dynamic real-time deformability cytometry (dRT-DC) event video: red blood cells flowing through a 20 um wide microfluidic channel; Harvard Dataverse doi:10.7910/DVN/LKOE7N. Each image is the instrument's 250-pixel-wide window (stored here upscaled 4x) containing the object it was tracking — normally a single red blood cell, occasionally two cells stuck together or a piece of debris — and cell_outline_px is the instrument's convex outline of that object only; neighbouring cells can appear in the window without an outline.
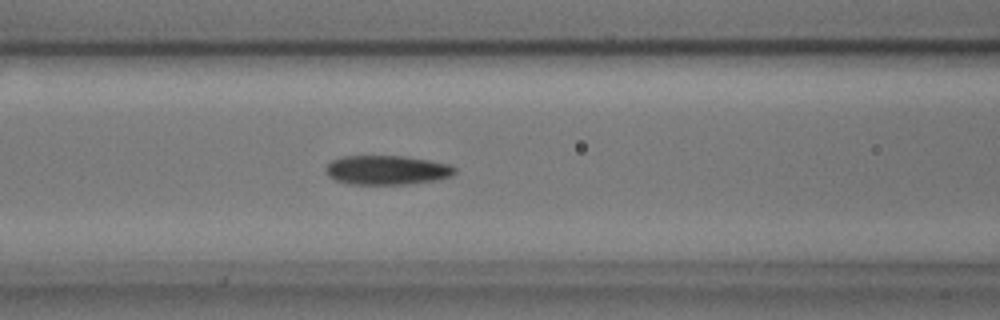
{"species": "common noctule bat (a hibernating species)", "species_latin": "Nyctalus noctula", "temperature_condition": "cold", "stored_images_in_passage": 55, "camera_frame_rate_fps": 3000, "um_per_image_px": 0.085, "animal": {"sex": "male", "body_mass_g": 17.9, "forearm_length_mm": 54.2}, "frame": {"image": 1, "passage_image": 21, "time_ms": 6.667, "image_size_px": [1000, 320], "cell_outline_px": [[456, 172], [452, 176], [436, 180], [408, 184], [348, 184], [336, 180], [328, 176], [324, 168], [332, 160], [340, 156], [404, 156], [452, 164], [456, 168]], "centroid_in_image_um": [32.89, 14.45], "position_along_channel_um": 133.7, "area_um2": 22.2}}
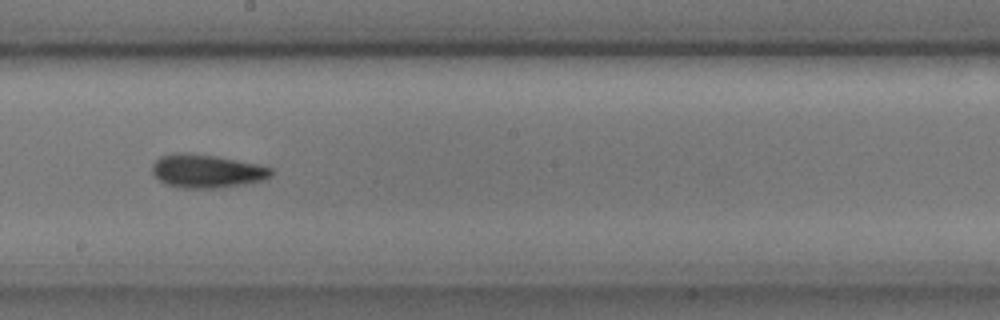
{"frame": {"image": 2, "passage_image": 29, "time_ms": 9.333, "image_size_px": [1000, 320], "cell_outline_px": [[272, 176], [264, 180], [244, 184], [216, 188], [184, 188], [164, 184], [152, 172], [152, 164], [160, 156], [172, 152], [188, 152], [216, 156], [256, 164], [272, 168]], "centroid_in_image_um": [17.54, 14.53], "position_along_channel_um": 230.7, "area_um2": 23.24}}
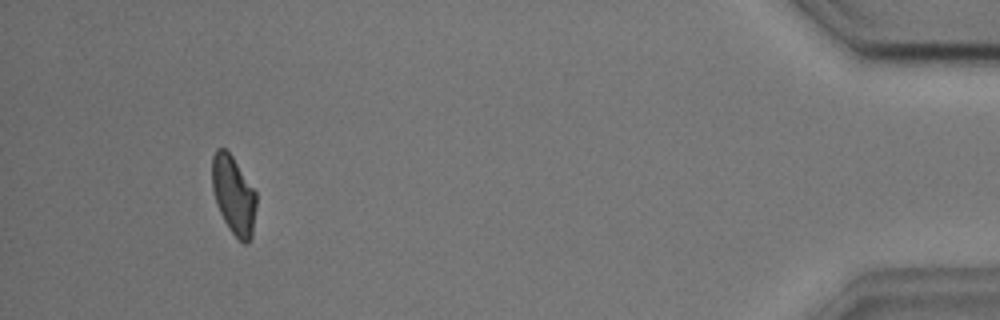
{"frame": {"image": 3, "passage_image": 50, "time_ms": 16.333, "image_size_px": [1000, 320], "cell_outline_px": [[256, 204], [252, 236], [248, 244], [244, 244], [228, 228], [216, 204], [212, 188], [212, 156], [216, 148], [224, 148], [232, 156], [256, 192]], "centroid_in_image_um": [19.85, 16.59], "position_along_channel_um": 415.4, "area_um2": 20.11}, "authors_computed_cell_mechanics": {"area_um2": 21.4438, "velocity_mm_per_s": 3.6391, "shape_relaxation_time_tau1_ms": 4.0602, "shape_relaxation_time_tau2_ms": 3.1801, "deformation_change_tau1": 0.11, "deformation_change_tau2": 0.0966}}